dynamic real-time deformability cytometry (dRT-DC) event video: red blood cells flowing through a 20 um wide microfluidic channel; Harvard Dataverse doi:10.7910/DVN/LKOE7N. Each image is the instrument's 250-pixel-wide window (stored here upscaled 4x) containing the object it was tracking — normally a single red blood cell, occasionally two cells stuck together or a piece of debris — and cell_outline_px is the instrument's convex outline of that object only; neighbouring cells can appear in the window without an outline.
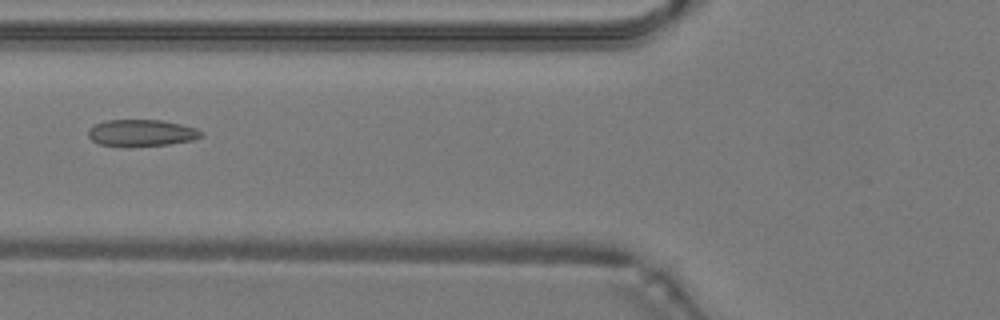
{"species": "common noctule bat (a hibernating species)", "species_latin": "Nyctalus noctula", "temperature_condition": "warm", "stored_images_in_passage": 34, "camera_frame_rate_fps": 3000, "um_per_image_px": 0.085, "animal": {"sex": "male", "body_mass_g": 19.2, "forearm_length_mm": 51.8}, "frame": {"image": 1, "passage_image": 5, "time_ms": 1.333, "image_size_px": [1000, 320], "cell_outline_px": [[204, 136], [192, 140], [168, 144], [128, 148], [100, 144], [92, 140], [88, 136], [88, 128], [104, 120], [160, 120], [180, 124], [196, 128], [204, 132]], "centroid_in_image_um": [12.01, 11.31], "position_along_channel_um": 113.8, "area_um2": 17.92}}
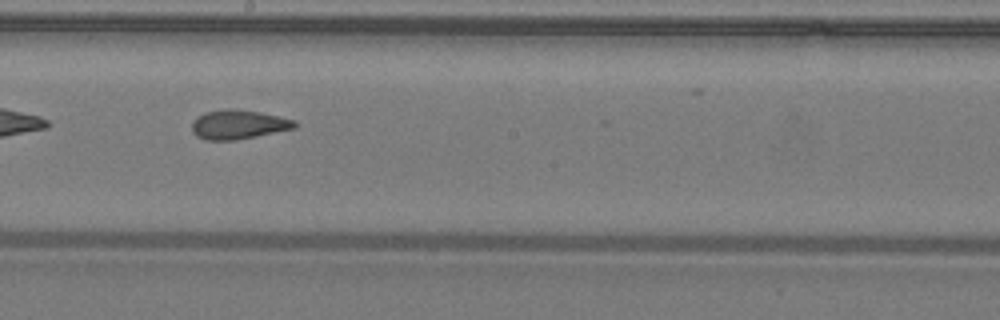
{"frame": {"image": 2, "passage_image": 13, "time_ms": 4.0, "image_size_px": [1000, 320], "cell_outline_px": [[296, 128], [236, 140], [204, 140], [196, 136], [192, 132], [192, 120], [204, 112], [260, 112], [296, 120]], "centroid_in_image_um": [20.26, 10.64], "position_along_channel_um": 227.9, "area_um2": 16.76}}
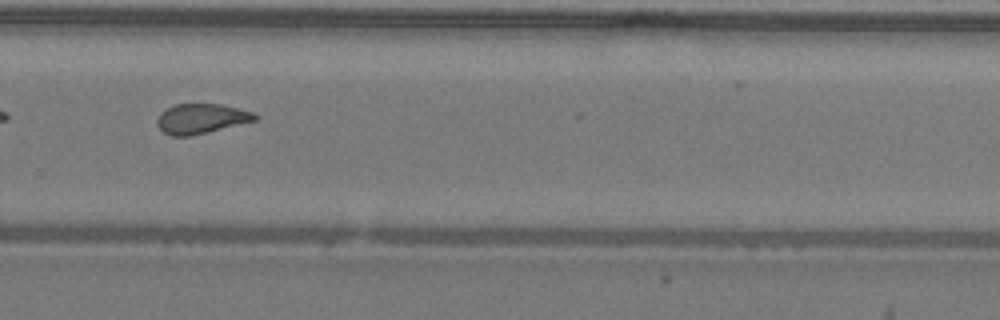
{"frame": {"image": 3, "passage_image": 19, "time_ms": 6.0, "image_size_px": [1000, 320], "cell_outline_px": [[260, 116], [256, 120], [192, 136], [172, 136], [164, 132], [156, 124], [156, 120], [160, 112], [176, 104], [220, 104], [252, 112]], "centroid_in_image_um": [17.08, 10.09], "position_along_channel_um": 312.7, "area_um2": 16.94}, "authors_computed_cell_mechanics": {"area_um2": 17.7446, "velocity_mm_per_s": 4.276, "shape_relaxation_time_tau1_ms": null, "shape_relaxation_time_tau2_ms": 1.2212, "deformation_change_tau1": null, "deformation_change_tau2": 0.0642}}